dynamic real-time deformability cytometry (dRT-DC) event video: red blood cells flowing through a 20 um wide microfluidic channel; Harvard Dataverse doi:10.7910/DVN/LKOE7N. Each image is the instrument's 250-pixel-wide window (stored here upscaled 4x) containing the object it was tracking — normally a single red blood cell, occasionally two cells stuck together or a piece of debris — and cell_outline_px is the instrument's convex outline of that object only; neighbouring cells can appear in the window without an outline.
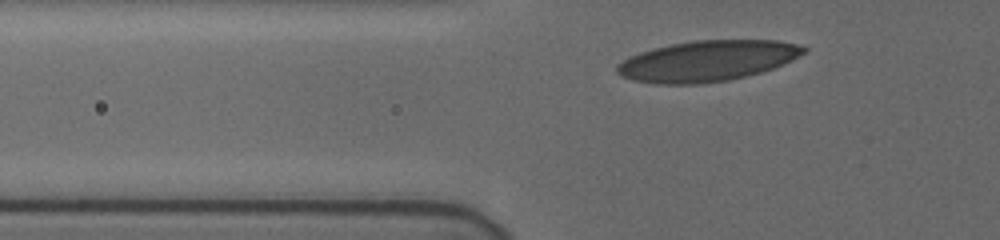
{"species": "human", "species_latin": "Homo sapiens", "temperature_condition": "cold", "stored_images_in_passage": 33, "camera_frame_rate_fps": 3000, "um_per_image_px": 0.085, "donor": {"sex": "female"}, "frame": {"image": 1, "passage_image": 5, "time_ms": 1.333, "image_size_px": [1000, 240], "cell_outline_px": [[808, 52], [772, 68], [760, 72], [728, 80], [696, 84], [656, 84], [632, 80], [620, 76], [616, 72], [616, 64], [640, 52], [672, 44], [696, 40], [776, 40], [796, 44], [808, 48]], "centroid_in_image_um": [60.1, 5.18], "position_along_channel_um": 65.7, "area_um2": 43.99}}
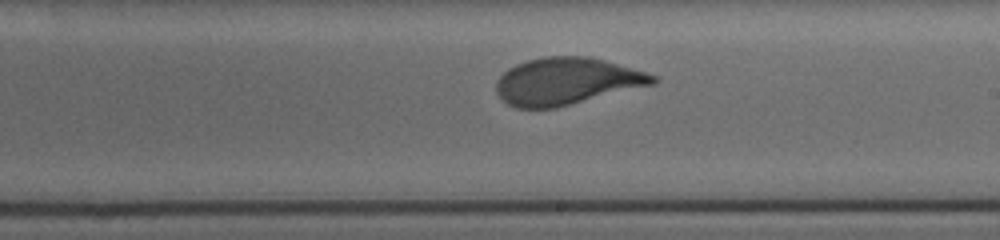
{"frame": {"image": 2, "passage_image": 20, "time_ms": 6.333, "image_size_px": [1000, 240], "cell_outline_px": [[656, 80], [652, 84], [556, 108], [516, 108], [508, 104], [496, 92], [496, 80], [508, 68], [516, 64], [528, 60], [544, 56], [588, 56], [604, 60], [644, 72], [656, 76]], "centroid_in_image_um": [48.1, 6.9], "position_along_channel_um": 240.9, "area_um2": 42.48}}
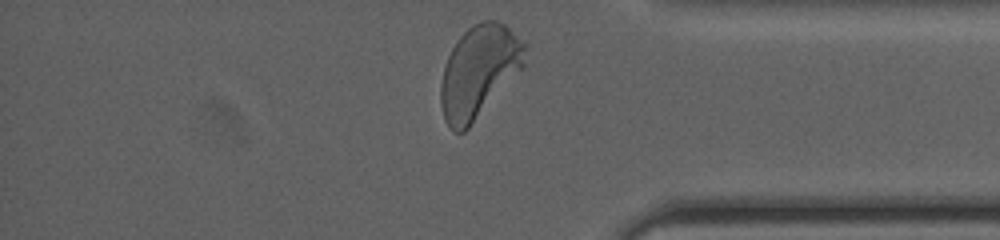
{"frame": {"image": 3, "passage_image": 33, "time_ms": 10.667, "image_size_px": [1000, 240], "cell_outline_px": [[524, 68], [468, 128], [464, 132], [452, 132], [448, 128], [444, 120], [440, 104], [440, 84], [444, 64], [456, 40], [472, 24], [480, 20], [496, 20], [504, 24], [524, 44]], "centroid_in_image_um": [40.67, 6.11], "position_along_channel_um": 394.5, "area_um2": 45.32}, "authors_computed_cell_mechanics": {"area_um2": 43.2344, "velocity_mm_per_s": 3.7234, "shape_relaxation_time_tau1_ms": 2.8542, "shape_relaxation_time_tau2_ms": null, "deformation_change_tau1": 0.1532, "deformation_change_tau2": null}}